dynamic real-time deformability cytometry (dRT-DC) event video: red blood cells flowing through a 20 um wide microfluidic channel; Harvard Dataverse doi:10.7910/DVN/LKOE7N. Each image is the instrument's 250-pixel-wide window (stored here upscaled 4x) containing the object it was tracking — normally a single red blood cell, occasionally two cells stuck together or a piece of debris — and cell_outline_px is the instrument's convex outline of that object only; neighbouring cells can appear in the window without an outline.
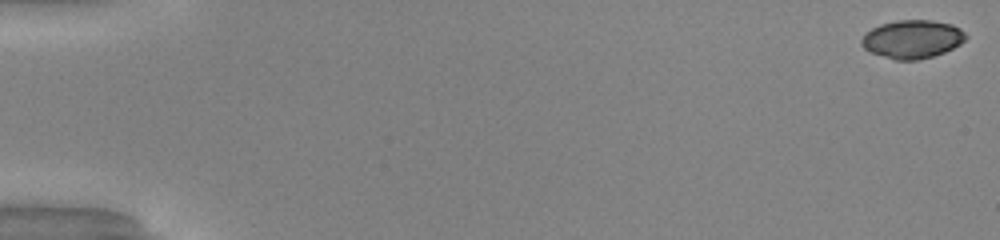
{"species": "common noctule bat (a hibernating species)", "species_latin": "Nyctalus noctula", "temperature_condition": "warm", "stored_images_in_passage": 51, "camera_frame_rate_fps": 3000, "um_per_image_px": 0.085, "animal": {"sex": "male", "body_mass_g": 20.0, "forearm_length_mm": 53.3}, "frame": {"image": 1, "passage_image": 1, "time_ms": 0.0, "image_size_px": [1000, 240], "cell_outline_px": [[968, 36], [960, 44], [944, 52], [932, 56], [916, 60], [896, 60], [868, 52], [860, 44], [860, 40], [872, 28], [880, 24], [896, 20], [932, 20], [952, 24], [960, 28]], "centroid_in_image_um": [77.53, 3.32], "position_along_channel_um": 7.5, "area_um2": 23.29}}
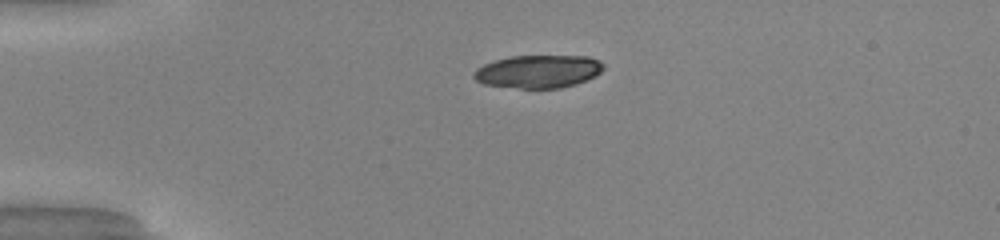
{"frame": {"image": 2, "passage_image": 13, "time_ms": 4.0, "image_size_px": [1000, 240], "cell_outline_px": [[604, 68], [596, 76], [576, 84], [560, 88], [520, 88], [484, 84], [476, 80], [472, 76], [472, 72], [476, 68], [484, 64], [496, 60], [512, 56], [588, 56], [600, 60], [604, 64]], "centroid_in_image_um": [45.76, 6.07], "position_along_channel_um": 39.2, "area_um2": 24.97}}